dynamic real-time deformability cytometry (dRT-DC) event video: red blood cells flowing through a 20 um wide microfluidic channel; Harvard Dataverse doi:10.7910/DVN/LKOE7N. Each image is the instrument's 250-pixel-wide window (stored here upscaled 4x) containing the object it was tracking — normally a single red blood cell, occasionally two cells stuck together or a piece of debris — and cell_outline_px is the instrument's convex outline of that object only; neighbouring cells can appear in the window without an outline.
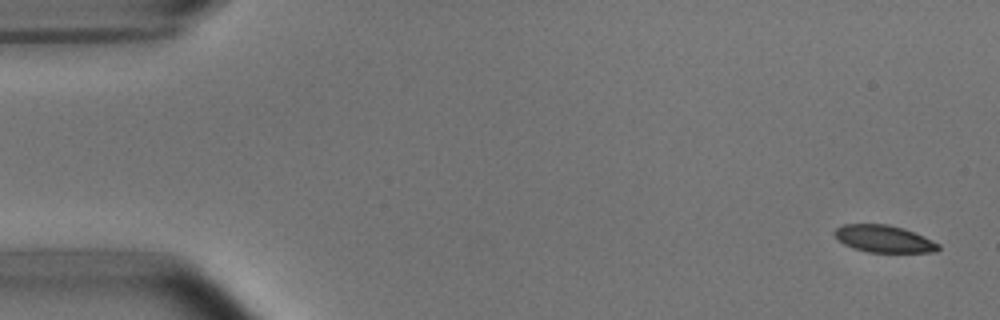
{"species": "common noctule bat (a hibernating species)", "species_latin": "Nyctalus noctula", "temperature_condition": "room temperature", "stored_images_in_passage": 5, "camera_frame_rate_fps": 3000, "um_per_image_px": 0.085, "animal": {"sex": "male", "body_mass_g": 15.6}, "frame": {"image": 1, "passage_image": 1, "time_ms": 0.0, "image_size_px": [1000, 320], "cell_outline_px": [[940, 248], [936, 252], [868, 252], [852, 248], [844, 244], [832, 232], [836, 228], [844, 224], [888, 224], [904, 228], [932, 240], [940, 244]], "centroid_in_image_um": [75.13, 20.3], "position_along_channel_um": 9.9, "area_um2": 16.42}}
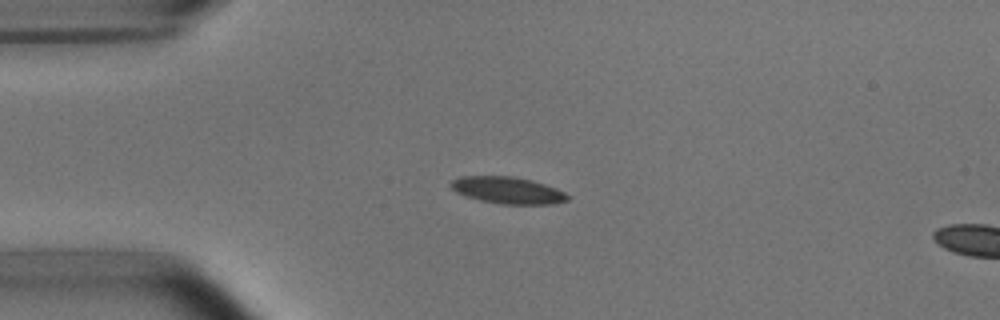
{"frame": {"image": 2, "passage_image": 4, "time_ms": 3.667, "image_size_px": [1000, 320], "cell_outline_px": [[568, 200], [552, 204], [500, 204], [480, 200], [456, 192], [448, 184], [452, 180], [460, 176], [512, 176], [544, 184], [556, 188], [564, 192], [568, 196]], "centroid_in_image_um": [43.12, 16.17], "position_along_channel_um": 41.9, "area_um2": 18.03}}